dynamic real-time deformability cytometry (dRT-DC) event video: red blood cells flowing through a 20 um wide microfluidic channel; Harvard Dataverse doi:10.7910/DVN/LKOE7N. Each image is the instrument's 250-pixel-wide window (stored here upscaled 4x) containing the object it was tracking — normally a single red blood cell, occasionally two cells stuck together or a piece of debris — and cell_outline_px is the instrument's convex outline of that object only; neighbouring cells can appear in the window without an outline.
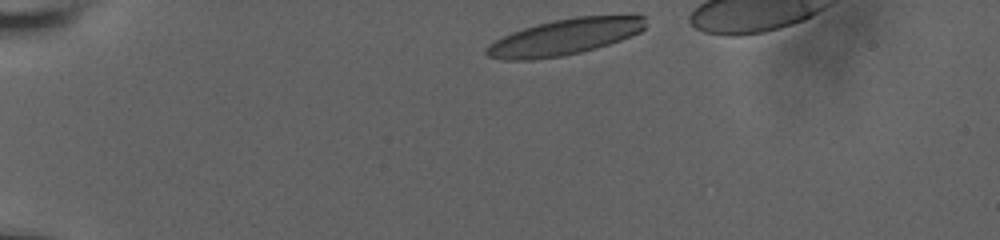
{"species": "human", "species_latin": "Homo sapiens", "temperature_condition": "room temperature", "stored_images_in_passage": 8, "camera_frame_rate_fps": 3000, "um_per_image_px": 0.085, "donor": {"sex": "male"}, "frame": {"image": 1, "passage_image": 1, "time_ms": 0.0, "image_size_px": [1000, 240], "cell_outline_px": [[644, 28], [640, 32], [632, 36], [596, 48], [580, 52], [560, 56], [532, 60], [504, 60], [488, 56], [484, 52], [484, 48], [488, 44], [512, 32], [536, 24], [552, 20], [576, 16], [644, 16]], "centroid_in_image_um": [47.94, 3.15], "position_along_channel_um": 37.1, "area_um2": 33.18}}
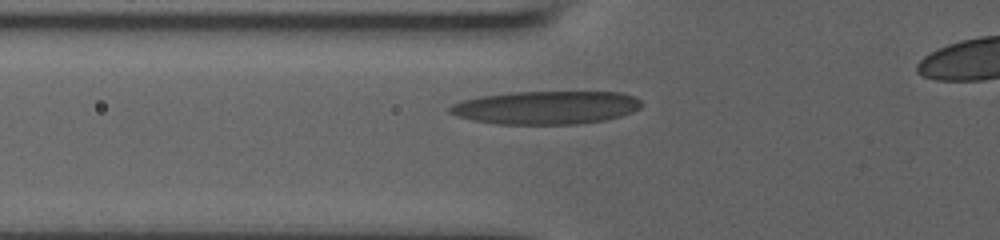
{"frame": {"image": 2, "passage_image": 5, "time_ms": 3.0, "image_size_px": [1000, 240], "cell_outline_px": [[640, 108], [632, 112], [620, 116], [604, 120], [576, 124], [500, 124], [472, 120], [456, 116], [448, 112], [448, 108], [452, 104], [464, 100], [480, 96], [516, 92], [620, 92], [636, 96], [640, 100]], "centroid_in_image_um": [46.41, 9.14], "position_along_channel_um": 79.4, "area_um2": 37.05}}
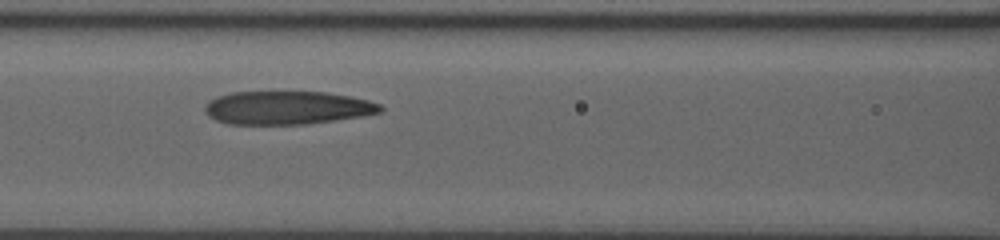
{"frame": {"image": 3, "passage_image": 7, "time_ms": 4.667, "image_size_px": [1000, 240], "cell_outline_px": [[384, 108], [380, 112], [360, 116], [336, 120], [304, 124], [228, 124], [216, 120], [208, 116], [204, 112], [204, 104], [216, 96], [232, 92], [328, 92], [368, 100], [380, 104]], "centroid_in_image_um": [24.36, 9.16], "position_along_channel_um": 142.2, "area_um2": 34.1}}